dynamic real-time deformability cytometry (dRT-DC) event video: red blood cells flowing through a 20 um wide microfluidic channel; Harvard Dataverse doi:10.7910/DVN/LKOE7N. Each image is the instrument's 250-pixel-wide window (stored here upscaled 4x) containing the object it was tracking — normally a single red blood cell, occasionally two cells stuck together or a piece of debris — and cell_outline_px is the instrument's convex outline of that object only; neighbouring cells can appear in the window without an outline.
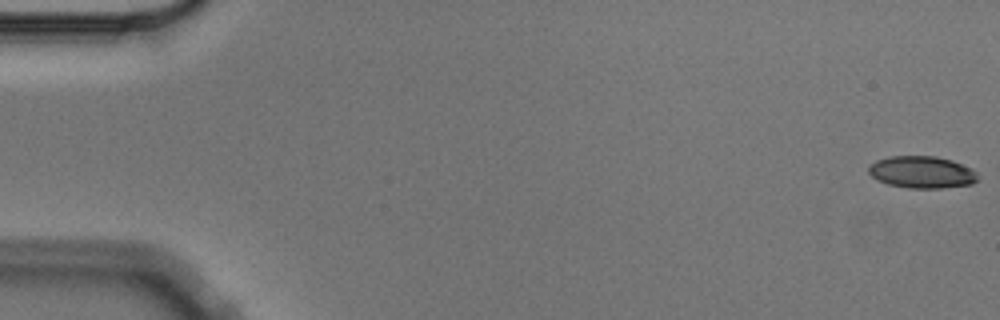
{"species": "Egyptian fruit bat (a non-hibernating species)", "species_latin": "Rousettus aegyptiacus", "temperature_condition": "cold", "stored_images_in_passage": 5, "camera_frame_rate_fps": 3000, "um_per_image_px": 0.085, "animal": {"sex": "male"}, "frame": {"image": 1, "passage_image": 1, "time_ms": 0.0, "image_size_px": [1000, 320], "cell_outline_px": [[980, 180], [972, 184], [944, 188], [908, 188], [888, 184], [872, 176], [868, 172], [868, 168], [876, 160], [888, 156], [936, 156], [952, 160], [972, 168], [976, 172]], "centroid_in_image_um": [78.41, 14.63], "position_along_channel_um": 6.6, "area_um2": 20.52}}